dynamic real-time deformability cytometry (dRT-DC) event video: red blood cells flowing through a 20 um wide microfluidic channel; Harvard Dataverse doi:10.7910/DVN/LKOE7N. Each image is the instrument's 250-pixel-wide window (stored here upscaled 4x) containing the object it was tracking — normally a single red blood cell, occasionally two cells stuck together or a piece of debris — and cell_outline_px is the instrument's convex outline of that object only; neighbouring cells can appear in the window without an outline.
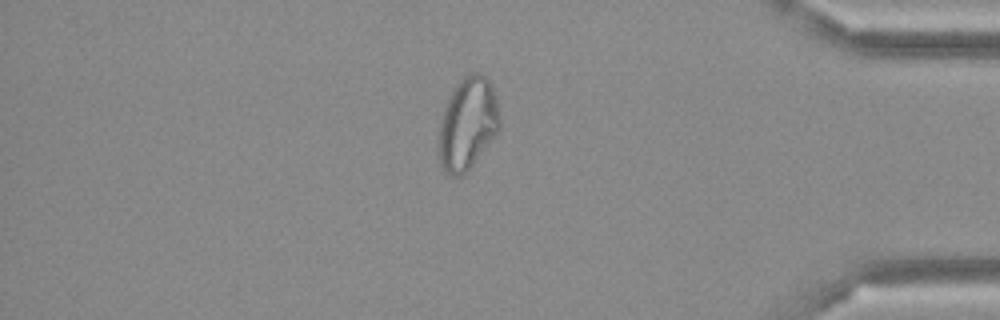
{"species": "Egyptian fruit bat (a non-hibernating species)", "species_latin": "Rousettus aegyptiacus", "temperature_condition": "cold", "stored_images_in_passage": 47, "camera_frame_rate_fps": 3000, "um_per_image_px": 0.085, "frame": {"image": 1, "passage_image": 40, "time_ms": 13.0, "image_size_px": [1000, 320], "cell_outline_px": [[500, 128], [464, 176], [452, 176], [440, 168], [440, 120], [448, 96], [456, 84], [464, 76], [472, 72], [480, 72], [488, 80], [492, 88], [496, 100], [500, 116]], "centroid_in_image_um": [39.74, 10.51], "position_along_channel_um": 395.5, "area_um2": 32.54}}